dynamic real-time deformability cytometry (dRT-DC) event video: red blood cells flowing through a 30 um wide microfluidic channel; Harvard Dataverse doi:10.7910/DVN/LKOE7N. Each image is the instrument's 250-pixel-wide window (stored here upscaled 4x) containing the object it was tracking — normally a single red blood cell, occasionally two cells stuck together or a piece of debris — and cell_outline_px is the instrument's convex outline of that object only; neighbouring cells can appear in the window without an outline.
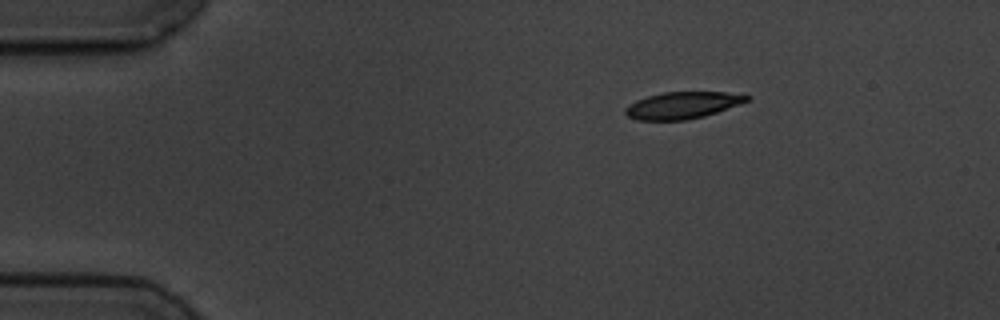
{"species": "common noctule bat (a hibernating species)", "species_latin": "Nyctalus noctula", "temperature_condition": "cold", "stored_images_in_passage": 3, "camera_frame_rate_fps": 3000, "um_per_image_px": 0.085, "animal": {"sex": "male", "body_mass_g": 19.5, "forearm_length_mm": 54.6}, "frame": {"image": 1, "passage_image": 1, "time_ms": 0.0, "image_size_px": [1000, 320], "cell_outline_px": [[752, 96], [748, 100], [716, 112], [704, 116], [684, 120], [636, 120], [628, 116], [624, 112], [624, 108], [628, 104], [636, 100], [648, 96], [664, 92], [724, 92]], "centroid_in_image_um": [57.94, 8.95], "position_along_channel_um": 27.1, "area_um2": 18.79}}